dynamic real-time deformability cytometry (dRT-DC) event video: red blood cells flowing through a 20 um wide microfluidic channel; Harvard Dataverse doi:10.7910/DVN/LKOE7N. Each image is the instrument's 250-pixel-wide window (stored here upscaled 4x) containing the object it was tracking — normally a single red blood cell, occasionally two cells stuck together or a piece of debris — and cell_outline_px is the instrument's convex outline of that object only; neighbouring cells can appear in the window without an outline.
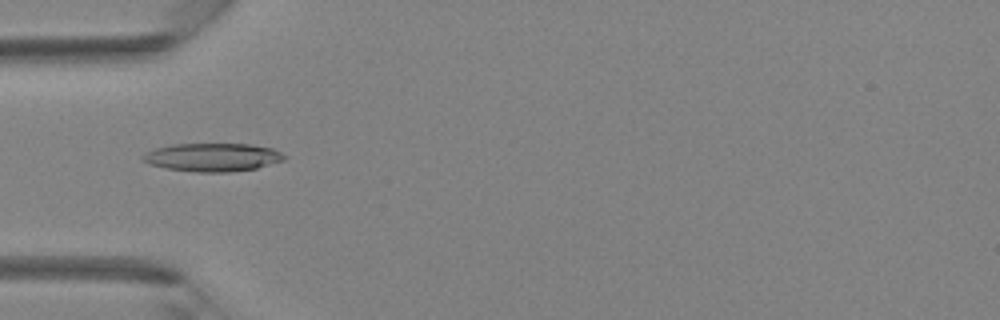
{"species": "Egyptian fruit bat (a non-hibernating species)", "species_latin": "Rousettus aegyptiacus", "temperature_condition": "room temperature", "stored_images_in_passage": 42, "camera_frame_rate_fps": 3000, "um_per_image_px": 0.085, "animal": {"sex": "female"}, "frame": {"image": 1, "passage_image": 14, "time_ms": 4.333, "image_size_px": [1000, 320], "cell_outline_px": [[288, 156], [284, 160], [256, 168], [228, 172], [196, 172], [164, 168], [148, 164], [140, 160], [140, 156], [144, 152], [156, 148], [172, 144], [252, 144], [272, 148]], "centroid_in_image_um": [18.02, 13.36], "position_along_channel_um": 67.0, "area_um2": 23.52}}
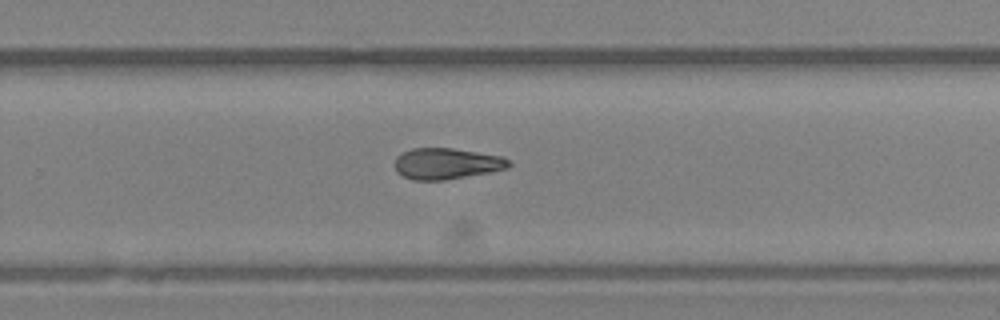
{"frame": {"image": 2, "passage_image": 28, "time_ms": 9.0, "image_size_px": [1000, 320], "cell_outline_px": [[512, 164], [508, 168], [492, 172], [444, 180], [412, 180], [396, 172], [396, 156], [412, 148], [452, 148], [500, 156], [508, 160]], "centroid_in_image_um": [37.96, 13.91], "position_along_channel_um": 291.8, "area_um2": 20.58}}
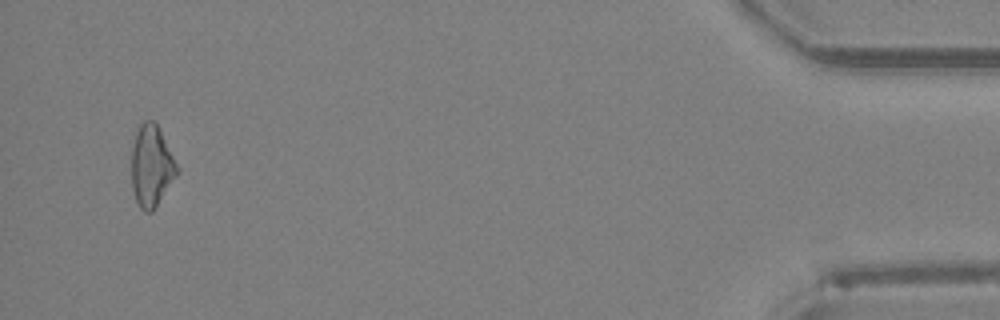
{"frame": {"image": 3, "passage_image": 41, "time_ms": 13.333, "image_size_px": [1000, 320], "cell_outline_px": [[180, 172], [152, 212], [144, 212], [140, 208], [136, 200], [132, 188], [132, 148], [136, 132], [140, 124], [144, 120], [152, 120], [156, 124], [180, 168]], "centroid_in_image_um": [12.89, 14.14], "position_along_channel_um": 422.3, "area_um2": 21.62}}